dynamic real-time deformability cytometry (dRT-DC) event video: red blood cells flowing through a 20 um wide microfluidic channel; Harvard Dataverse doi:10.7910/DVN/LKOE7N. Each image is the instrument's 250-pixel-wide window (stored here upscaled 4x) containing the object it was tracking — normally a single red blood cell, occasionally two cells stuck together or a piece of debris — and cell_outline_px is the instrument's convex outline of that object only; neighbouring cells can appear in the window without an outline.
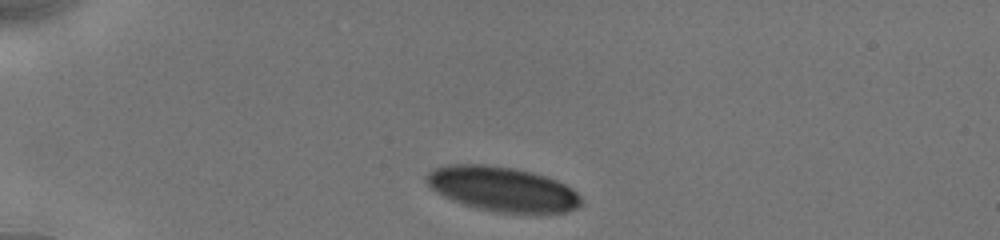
{"species": "human", "species_latin": "Homo sapiens", "temperature_condition": "cold", "stored_images_in_passage": 26, "camera_frame_rate_fps": 3000, "um_per_image_px": 0.085, "donor": {"sex": "male"}, "frame": {"image": 1, "passage_image": 1, "time_ms": 0.0, "image_size_px": [1000, 240], "cell_outline_px": [[584, 204], [568, 212], [500, 212], [476, 208], [452, 200], [436, 192], [424, 180], [424, 176], [432, 168], [448, 164], [484, 164], [512, 168], [532, 172], [556, 180], [572, 188], [584, 200]], "centroid_in_image_um": [42.68, 16.05], "position_along_channel_um": 42.3, "area_um2": 40.23}}
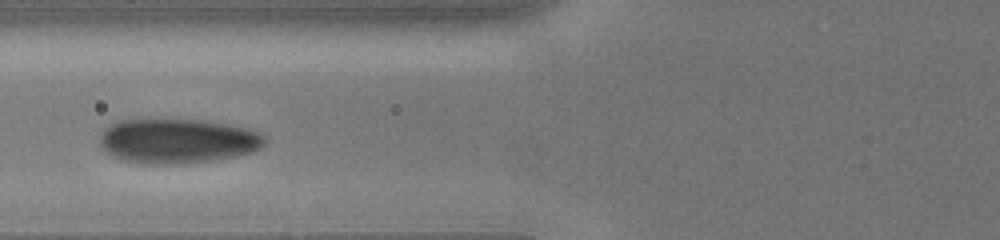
{"frame": {"image": 2, "passage_image": 15, "time_ms": 3.0, "image_size_px": [1000, 240], "cell_outline_px": [[268, 140], [260, 148], [252, 152], [236, 156], [184, 164], [140, 164], [120, 160], [112, 156], [100, 144], [100, 136], [104, 128], [108, 124], [120, 120], [208, 120], [248, 128], [264, 136]], "centroid_in_image_um": [15.08, 11.99], "position_along_channel_um": 110.7, "area_um2": 43.18}}
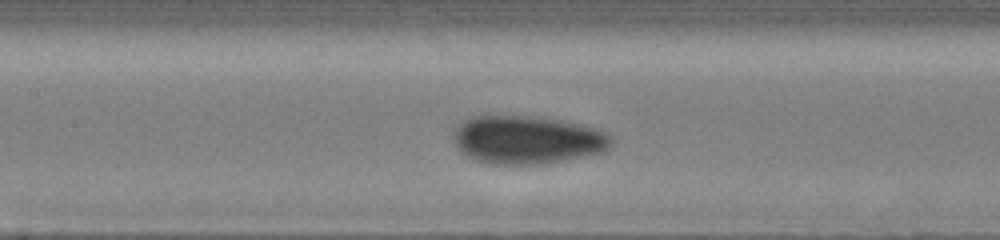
{"frame": {"image": 3, "passage_image": 22, "time_ms": 4.333, "image_size_px": [1000, 240], "cell_outline_px": [[612, 140], [608, 148], [604, 152], [544, 164], [488, 164], [476, 160], [460, 152], [452, 144], [456, 128], [460, 120], [468, 116], [536, 116], [568, 120], [600, 128]], "centroid_in_image_um": [44.79, 11.86], "position_along_channel_um": 162.6, "area_um2": 45.08}}